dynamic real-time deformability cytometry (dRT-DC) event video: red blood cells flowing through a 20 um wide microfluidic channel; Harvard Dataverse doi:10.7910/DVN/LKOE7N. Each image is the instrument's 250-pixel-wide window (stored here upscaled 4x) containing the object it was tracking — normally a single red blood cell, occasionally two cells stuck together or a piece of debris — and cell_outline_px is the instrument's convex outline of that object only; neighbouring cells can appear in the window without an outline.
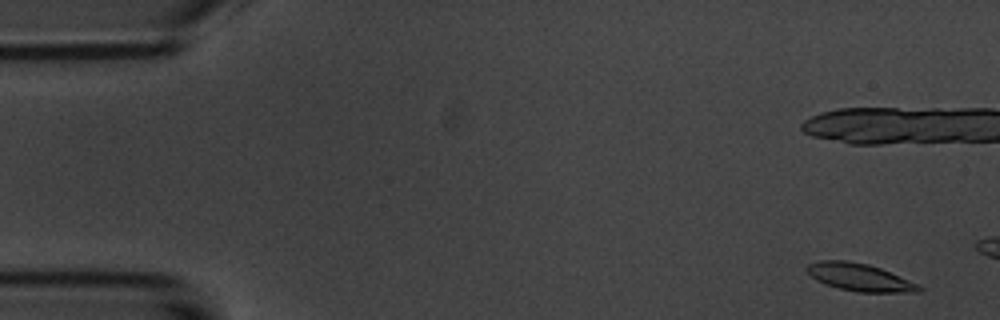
{"species": "common noctule bat (a hibernating species)", "species_latin": "Nyctalus noctula", "temperature_condition": "room temperature", "stored_images_in_passage": 4, "camera_frame_rate_fps": 3000, "um_per_image_px": 0.085, "animal": {"sex": "male", "body_mass_g": 20.1, "forearm_length_mm": 53.5}, "frame": {"image": 1, "passage_image": 1, "time_ms": 0.0, "image_size_px": [1000, 320], "cell_outline_px": [[924, 288], [920, 292], [860, 292], [840, 288], [816, 280], [804, 268], [808, 264], [820, 260], [848, 260], [868, 264], [880, 268], [920, 284]], "centroid_in_image_um": [73.1, 23.56], "position_along_channel_um": 11.9, "area_um2": 17.92}}